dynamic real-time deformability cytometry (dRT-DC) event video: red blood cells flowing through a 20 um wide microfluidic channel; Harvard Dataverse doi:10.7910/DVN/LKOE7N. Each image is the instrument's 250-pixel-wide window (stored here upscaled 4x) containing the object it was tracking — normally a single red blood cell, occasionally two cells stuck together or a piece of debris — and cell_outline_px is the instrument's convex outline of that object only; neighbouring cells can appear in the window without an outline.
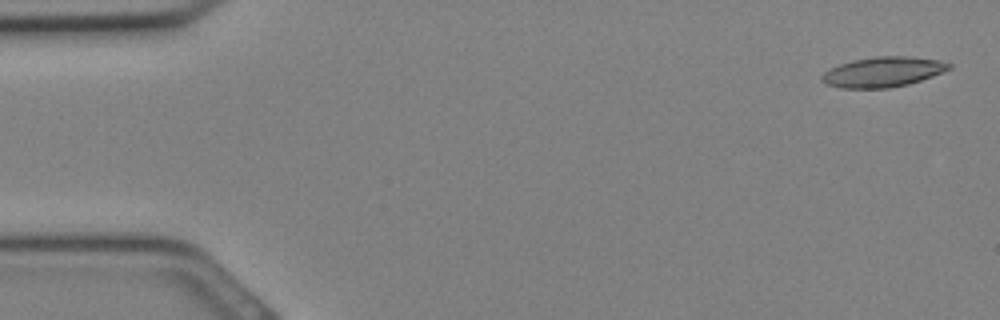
{"species": "Egyptian fruit bat (a non-hibernating species)", "species_latin": "Rousettus aegyptiacus", "temperature_condition": "cold", "stored_images_in_passage": 11, "camera_frame_rate_fps": 3000, "um_per_image_px": 0.085, "animal": {"sex": "female"}, "frame": {"image": 1, "passage_image": 1, "time_ms": 0.0, "image_size_px": [1000, 320], "cell_outline_px": [[952, 68], [932, 76], [908, 84], [888, 88], [840, 88], [828, 84], [820, 80], [820, 76], [828, 68], [852, 60], [876, 56], [904, 56], [940, 60], [952, 64]], "centroid_in_image_um": [75.02, 6.11], "position_along_channel_um": 10.0, "area_um2": 22.31}}
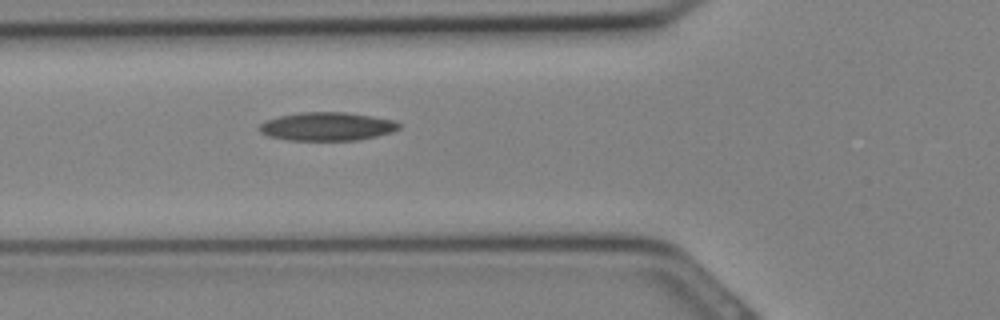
{"frame": {"image": 2, "passage_image": 11, "time_ms": 3.333, "image_size_px": [1000, 320], "cell_outline_px": [[400, 128], [392, 132], [376, 136], [356, 140], [288, 140], [268, 136], [260, 132], [260, 124], [268, 120], [280, 116], [300, 112], [344, 112], [372, 116], [392, 120], [400, 124]], "centroid_in_image_um": [27.81, 10.75], "position_along_channel_um": 98.0, "area_um2": 22.89}}